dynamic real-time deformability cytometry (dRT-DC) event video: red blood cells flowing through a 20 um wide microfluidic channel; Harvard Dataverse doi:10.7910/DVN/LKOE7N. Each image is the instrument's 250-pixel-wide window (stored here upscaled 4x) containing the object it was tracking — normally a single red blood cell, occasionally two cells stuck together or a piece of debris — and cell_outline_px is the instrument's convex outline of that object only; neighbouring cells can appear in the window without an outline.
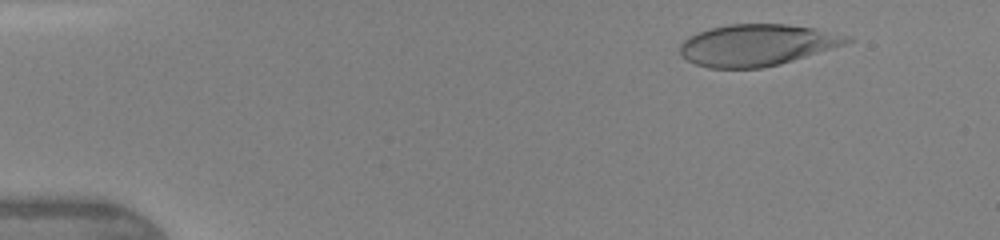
{"species": "human", "species_latin": "Homo sapiens", "temperature_condition": "warm", "stored_images_in_passage": 45, "camera_frame_rate_fps": 3000, "um_per_image_px": 0.085, "donor": {"sex": "female"}, "frame": {"image": 1, "passage_image": 5, "time_ms": 1.333, "image_size_px": [1000, 240], "cell_outline_px": [[856, 40], [844, 44], [780, 64], [764, 68], [708, 68], [696, 64], [680, 56], [680, 44], [688, 36], [712, 28], [728, 24], [788, 24], [816, 28], [852, 36]], "centroid_in_image_um": [64.35, 3.82], "position_along_channel_um": 20.6, "area_um2": 40.46}}
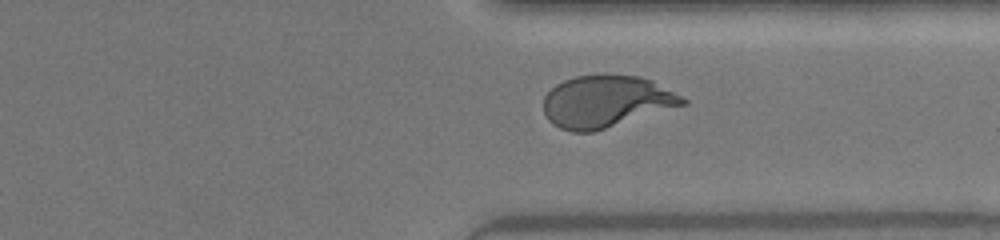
{"frame": {"image": 2, "passage_image": 35, "time_ms": 11.333, "image_size_px": [1000, 240], "cell_outline_px": [[688, 104], [592, 132], [572, 132], [560, 128], [552, 124], [548, 120], [544, 112], [544, 96], [556, 84], [564, 80], [576, 76], [640, 76], [652, 80], [688, 100]], "centroid_in_image_um": [51.51, 8.65], "position_along_channel_um": 359.9, "area_um2": 41.73}}
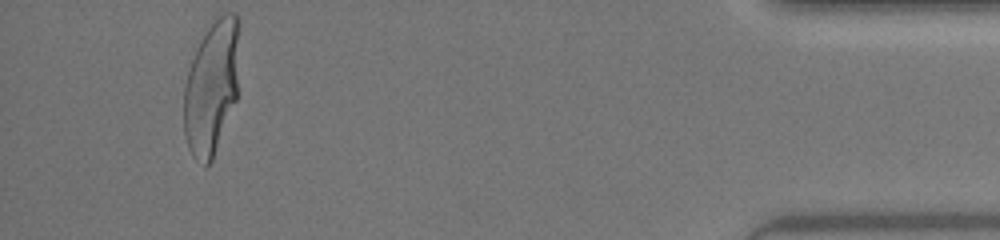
{"frame": {"image": 3, "passage_image": 43, "time_ms": 14.0, "image_size_px": [1000, 240], "cell_outline_px": [[240, 20], [236, 100], [212, 160], [204, 168], [192, 156], [188, 148], [184, 132], [184, 84], [196, 48], [212, 16], [224, 12], [236, 12], [240, 16]], "centroid_in_image_um": [17.99, 7.33], "position_along_channel_um": 417.2, "area_um2": 44.16}, "authors_computed_cell_mechanics": {"area_um2": 42.4252, "velocity_mm_per_s": 4.3976, "shape_relaxation_time_tau1_ms": 4.0702, "shape_relaxation_time_tau2_ms": null, "deformation_change_tau1": 0.2495, "deformation_change_tau2": null}}